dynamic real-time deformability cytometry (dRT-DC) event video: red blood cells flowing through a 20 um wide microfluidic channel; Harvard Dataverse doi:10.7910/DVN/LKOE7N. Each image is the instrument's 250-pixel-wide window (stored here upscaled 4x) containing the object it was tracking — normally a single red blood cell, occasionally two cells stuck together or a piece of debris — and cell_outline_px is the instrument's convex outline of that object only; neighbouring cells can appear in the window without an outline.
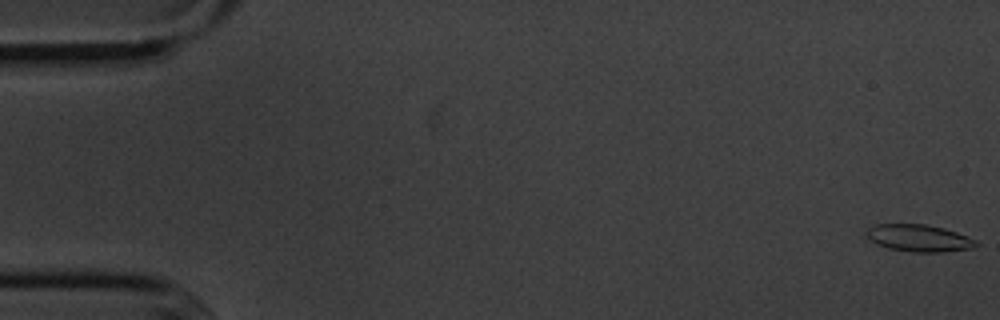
{"species": "common noctule bat (a hibernating species)", "species_latin": "Nyctalus noctula", "temperature_condition": "cold", "stored_images_in_passage": 56, "camera_frame_rate_fps": 3000, "um_per_image_px": 0.085, "animal": {"sex": "male", "body_mass_g": 20.1, "forearm_length_mm": 53.5}, "frame": {"image": 1, "passage_image": 1, "time_ms": 0.0, "image_size_px": [1000, 320], "cell_outline_px": [[980, 244], [972, 248], [944, 252], [912, 252], [888, 248], [872, 240], [868, 236], [868, 228], [876, 224], [924, 224], [944, 228], [956, 232], [976, 240]], "centroid_in_image_um": [78.17, 20.24], "position_along_channel_um": 6.8, "area_um2": 17.05}}
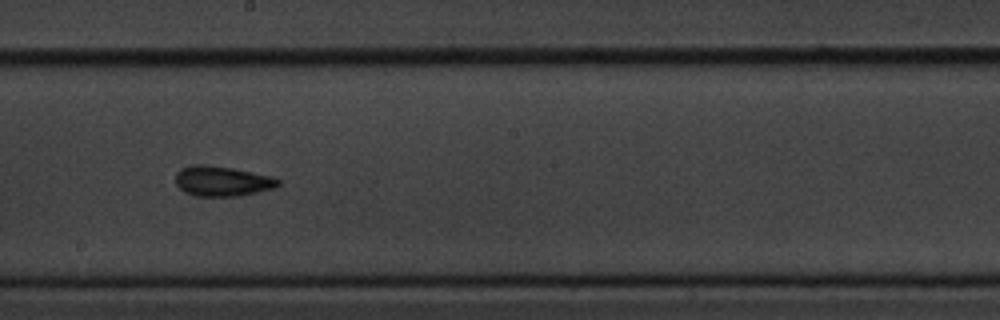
{"frame": {"image": 2, "passage_image": 31, "time_ms": 10.0, "image_size_px": [1000, 320], "cell_outline_px": [[280, 184], [272, 188], [240, 196], [200, 196], [188, 192], [180, 188], [176, 184], [176, 172], [180, 168], [196, 164], [200, 164], [232, 168], [272, 176], [280, 180]], "centroid_in_image_um": [18.89, 15.39], "position_along_channel_um": 229.3, "area_um2": 17.74}}
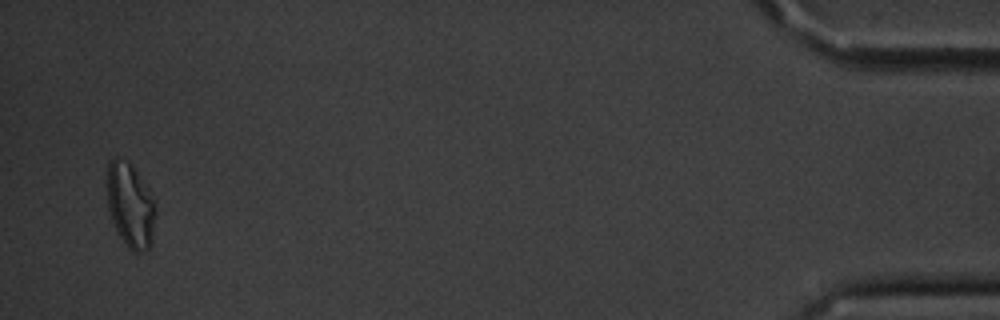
{"frame": {"image": 3, "passage_image": 54, "time_ms": 17.667, "image_size_px": [1000, 320], "cell_outline_px": [[156, 212], [152, 244], [144, 252], [132, 252], [124, 244], [112, 220], [108, 208], [108, 164], [116, 156], [132, 164], [148, 188], [156, 204]], "centroid_in_image_um": [11.12, 17.48], "position_along_channel_um": 424.1, "area_um2": 23.99}, "authors_computed_cell_mechanics": {"area_um2": 17.1088, "velocity_mm_per_s": 3.6165, "shape_relaxation_time_tau1_ms": 7.3974, "shape_relaxation_time_tau2_ms": 5.6848, "deformation_change_tau1": 0.1979, "deformation_change_tau2": 0.1247}}